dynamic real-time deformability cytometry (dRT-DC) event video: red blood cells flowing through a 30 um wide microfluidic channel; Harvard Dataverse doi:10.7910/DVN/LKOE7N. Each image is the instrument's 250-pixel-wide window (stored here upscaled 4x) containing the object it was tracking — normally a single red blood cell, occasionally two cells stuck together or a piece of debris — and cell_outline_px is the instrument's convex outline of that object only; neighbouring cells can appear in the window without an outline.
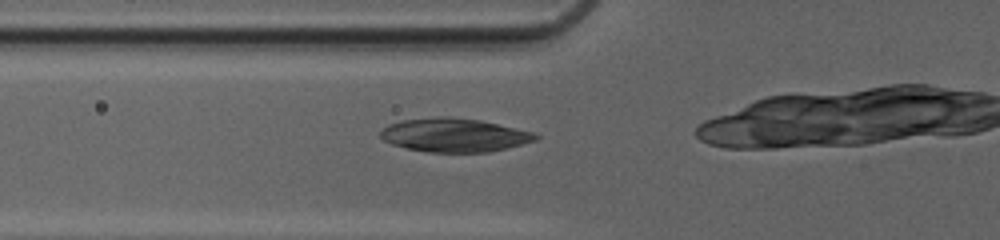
{"species": "common noctule bat (a hibernating species)", "species_latin": "Nyctalus noctula", "temperature_condition": "cold", "stored_images_in_passage": 32, "camera_frame_rate_fps": 3000, "um_per_image_px": 0.085, "animal": {"sex": "female", "body_mass_g": 20.0, "forearm_length_mm": 54.0}, "frame": {"image": 1, "passage_image": 11, "time_ms": 3.333, "image_size_px": [1000, 240], "cell_outline_px": [[540, 136], [536, 140], [488, 152], [428, 152], [408, 148], [392, 144], [384, 140], [380, 136], [380, 132], [388, 124], [400, 120], [436, 116], [448, 116], [480, 120], [532, 132]], "centroid_in_image_um": [38.56, 11.47], "position_along_channel_um": 87.2, "area_um2": 30.17}}
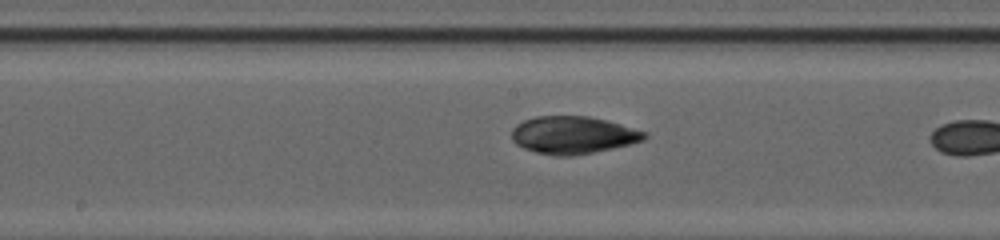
{"frame": {"image": 2, "passage_image": 19, "time_ms": 6.0, "image_size_px": [1000, 240], "cell_outline_px": [[648, 136], [644, 140], [632, 144], [572, 156], [556, 156], [536, 152], [524, 148], [516, 144], [512, 140], [512, 128], [516, 124], [524, 120], [536, 116], [588, 116], [620, 124], [648, 132]], "centroid_in_image_um": [48.71, 11.48], "position_along_channel_um": 199.5, "area_um2": 29.02}}
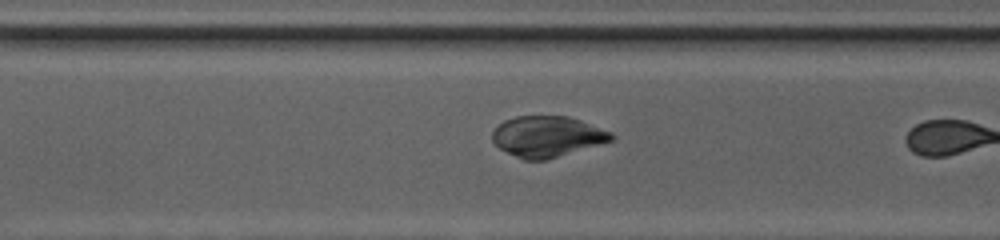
{"frame": {"image": 3, "passage_image": 28, "time_ms": 9.0, "image_size_px": [1000, 240], "cell_outline_px": [[616, 136], [612, 140], [548, 160], [524, 160], [500, 148], [492, 140], [492, 132], [504, 120], [516, 116], [568, 116], [580, 120], [612, 132]], "centroid_in_image_um": [46.52, 11.6], "position_along_channel_um": 324.1, "area_um2": 28.15}}